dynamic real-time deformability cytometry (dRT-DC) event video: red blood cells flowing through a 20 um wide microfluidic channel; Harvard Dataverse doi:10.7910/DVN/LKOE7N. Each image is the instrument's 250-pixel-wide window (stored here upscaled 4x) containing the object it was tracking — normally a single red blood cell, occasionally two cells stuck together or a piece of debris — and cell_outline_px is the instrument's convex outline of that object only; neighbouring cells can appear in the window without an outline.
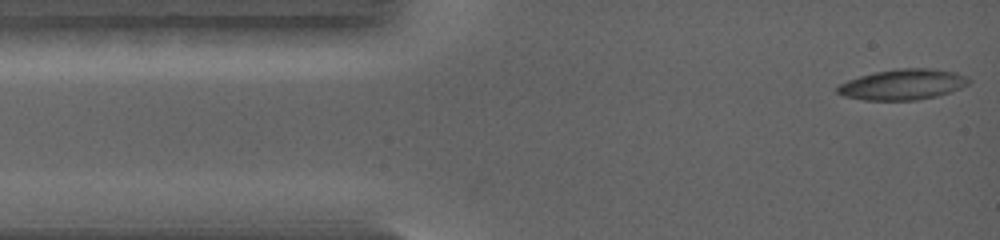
{"species": "common noctule bat (a hibernating species)", "species_latin": "Nyctalus noctula", "temperature_condition": "warm", "stored_images_in_passage": 40, "camera_frame_rate_fps": 5000, "um_per_image_px": 0.085, "animal": {"sex": "female", "body_mass_g": 19.0, "forearm_length_mm": 56.7}, "frame": {"image": 1, "passage_image": 1, "time_ms": 0.0, "image_size_px": [1000, 240], "cell_outline_px": [[972, 80], [968, 84], [960, 88], [936, 96], [916, 100], [864, 100], [844, 96], [836, 92], [836, 88], [840, 84], [848, 80], [860, 76], [876, 72], [896, 68], [932, 68], [956, 72]], "centroid_in_image_um": [76.73, 7.17], "position_along_channel_um": 8.3, "area_um2": 23.35}}
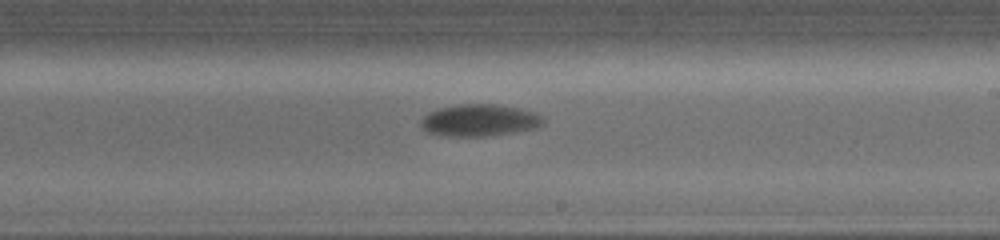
{"frame": {"image": 2, "passage_image": 12, "time_ms": 2.2, "image_size_px": [1000, 240], "cell_outline_px": [[544, 124], [536, 128], [488, 136], [440, 136], [428, 132], [420, 124], [420, 120], [428, 112], [440, 108], [460, 104], [496, 104], [516, 108], [532, 112], [544, 116]], "centroid_in_image_um": [40.74, 10.23], "position_along_channel_um": 248.3, "area_um2": 22.72}}
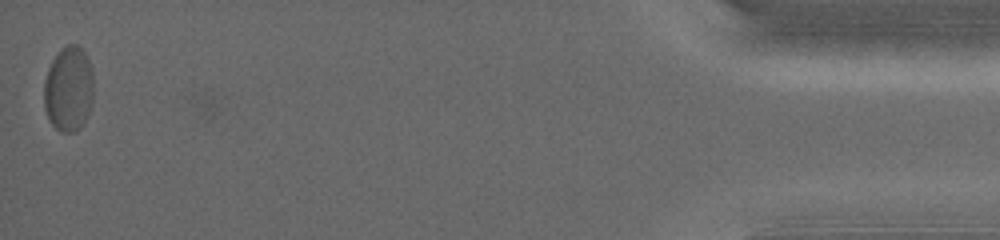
{"frame": {"image": 3, "passage_image": 40, "time_ms": 7.8, "image_size_px": [1000, 240], "cell_outline_px": [[92, 104], [80, 128], [76, 132], [60, 132], [48, 120], [44, 108], [44, 80], [48, 68], [52, 60], [68, 44], [76, 44], [84, 52], [88, 60], [92, 72]], "centroid_in_image_um": [5.81, 7.6], "position_along_channel_um": 429.4, "area_um2": 24.45}}